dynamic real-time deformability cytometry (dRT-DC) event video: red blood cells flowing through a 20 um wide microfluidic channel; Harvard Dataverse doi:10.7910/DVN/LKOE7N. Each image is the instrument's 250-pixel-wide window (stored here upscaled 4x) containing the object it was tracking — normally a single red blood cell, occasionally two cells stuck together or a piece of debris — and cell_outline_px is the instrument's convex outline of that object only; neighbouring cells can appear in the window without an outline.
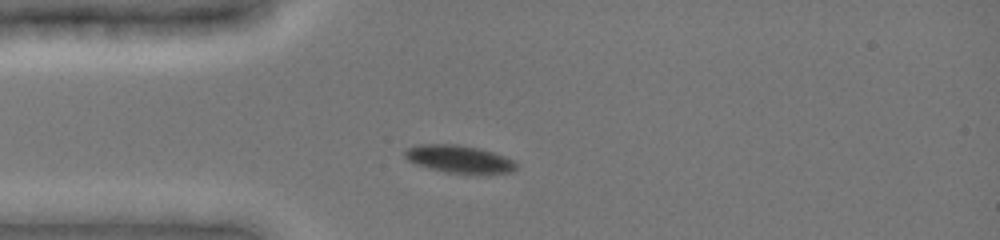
{"species": "common noctule bat (a hibernating species)", "species_latin": "Nyctalus noctula", "temperature_condition": "cold", "stored_images_in_passage": 10, "camera_frame_rate_fps": 3000, "um_per_image_px": 0.085, "animal": {"sex": "female", "body_mass_g": 19.0, "forearm_length_mm": 51.5}, "frame": {"image": 1, "passage_image": 4, "time_ms": 1.667, "image_size_px": [1000, 240], "cell_outline_px": [[516, 168], [512, 172], [472, 176], [448, 172], [416, 164], [408, 160], [404, 156], [404, 148], [420, 144], [456, 144], [480, 148], [504, 156], [512, 160], [516, 164]], "centroid_in_image_um": [39.04, 13.54], "position_along_channel_um": 46.0, "area_um2": 18.32}}
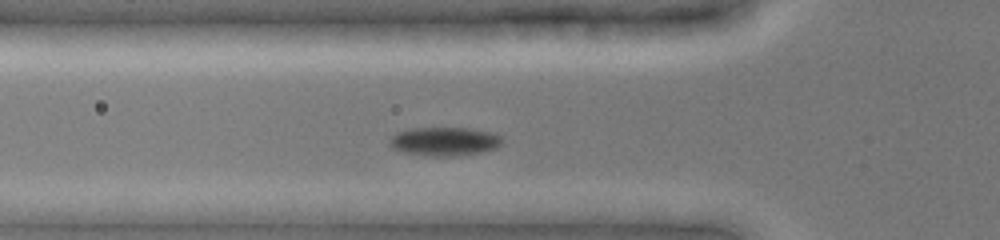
{"frame": {"image": 2, "passage_image": 6, "time_ms": 3.0, "image_size_px": [1000, 240], "cell_outline_px": [[504, 144], [496, 148], [480, 152], [456, 156], [432, 156], [404, 152], [392, 148], [388, 144], [392, 136], [396, 132], [412, 128], [468, 128], [496, 132], [504, 140]], "centroid_in_image_um": [37.83, 12.01], "position_along_channel_um": 88.0, "area_um2": 19.02}}